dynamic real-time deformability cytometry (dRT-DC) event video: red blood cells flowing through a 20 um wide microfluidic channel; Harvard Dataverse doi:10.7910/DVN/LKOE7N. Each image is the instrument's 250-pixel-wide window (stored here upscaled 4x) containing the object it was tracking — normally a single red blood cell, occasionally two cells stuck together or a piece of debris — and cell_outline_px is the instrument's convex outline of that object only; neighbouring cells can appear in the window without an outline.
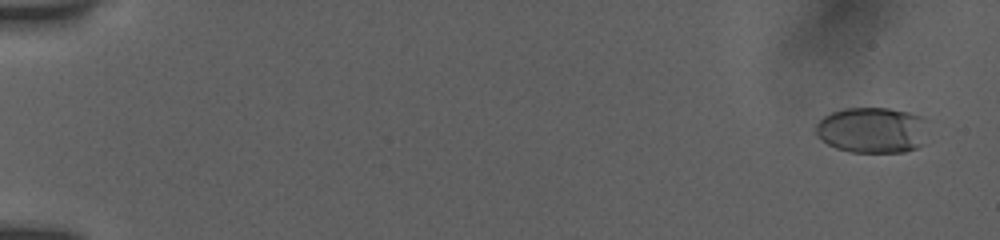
{"species": "human", "species_latin": "Homo sapiens", "temperature_condition": "room temperature", "stored_images_in_passage": 15, "camera_frame_rate_fps": 3000, "um_per_image_px": 0.085, "donor": {"sex": "female"}, "frame": {"image": 1, "passage_image": 2, "time_ms": 0.667, "image_size_px": [1000, 240], "cell_outline_px": [[928, 120], [924, 144], [916, 148], [904, 152], [852, 152], [836, 148], [820, 140], [812, 132], [812, 128], [824, 116], [832, 112], [844, 108], [888, 108], [908, 112], [924, 116]], "centroid_in_image_um": [74.13, 11.05], "position_along_channel_um": 10.9, "area_um2": 30.69}}
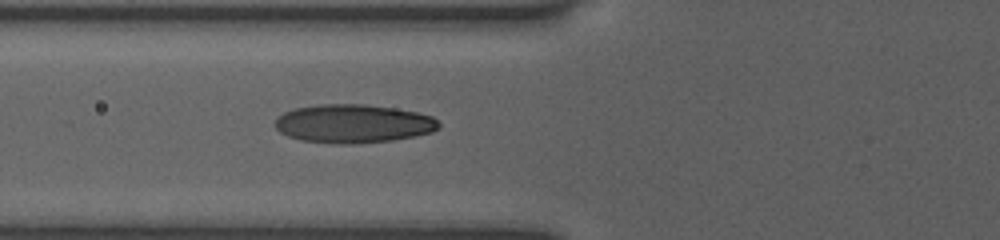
{"frame": {"image": 2, "passage_image": 12, "time_ms": 7.333, "image_size_px": [1000, 240], "cell_outline_px": [[440, 128], [432, 132], [416, 136], [392, 140], [352, 144], [340, 144], [300, 140], [288, 136], [280, 132], [272, 124], [284, 112], [296, 108], [320, 104], [364, 104], [396, 108], [416, 112], [432, 116], [440, 124]], "centroid_in_image_um": [30.03, 10.51], "position_along_channel_um": 95.8, "area_um2": 36.88}}
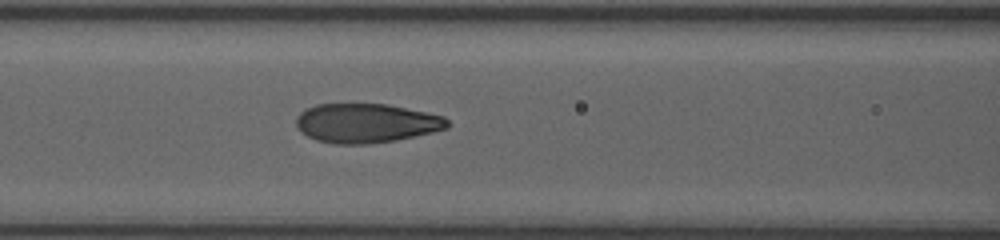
{"frame": {"image": 3, "passage_image": 15, "time_ms": 8.333, "image_size_px": [1000, 240], "cell_outline_px": [[448, 128], [432, 132], [396, 140], [368, 144], [336, 144], [316, 140], [300, 132], [296, 124], [296, 116], [300, 112], [316, 104], [388, 104], [444, 116], [448, 120]], "centroid_in_image_um": [31.11, 10.47], "position_along_channel_um": 135.5, "area_um2": 34.56}}